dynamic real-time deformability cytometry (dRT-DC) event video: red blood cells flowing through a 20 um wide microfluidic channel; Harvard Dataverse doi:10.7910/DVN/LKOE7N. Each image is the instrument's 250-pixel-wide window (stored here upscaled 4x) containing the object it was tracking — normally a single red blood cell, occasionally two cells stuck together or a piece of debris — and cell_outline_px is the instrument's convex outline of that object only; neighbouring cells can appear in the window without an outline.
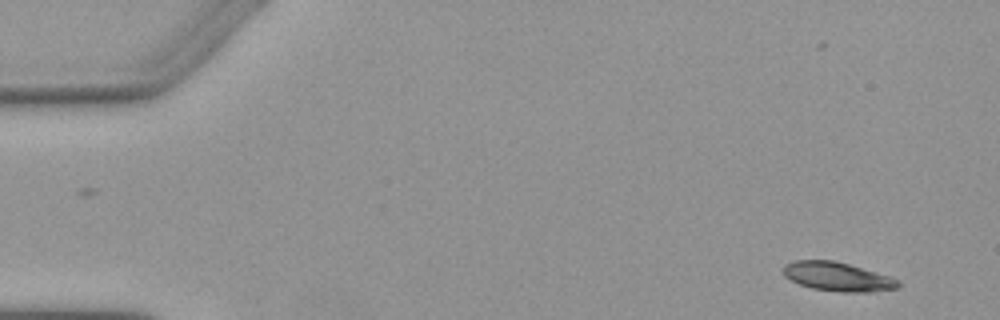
{"species": "Egyptian fruit bat (a non-hibernating species)", "species_latin": "Rousettus aegyptiacus", "temperature_condition": "warm", "stored_images_in_passage": 2, "camera_frame_rate_fps": 3000, "um_per_image_px": 0.085, "animal": {"sex": "female"}, "frame": {"image": 1, "passage_image": 2, "time_ms": 1.333, "image_size_px": [1000, 320], "cell_outline_px": [[900, 284], [896, 288], [872, 292], [840, 292], [812, 288], [800, 284], [784, 276], [784, 264], [792, 260], [832, 260], [848, 264], [888, 276], [900, 280]], "centroid_in_image_um": [71.17, 23.52], "position_along_channel_um": 13.8, "area_um2": 19.19}}